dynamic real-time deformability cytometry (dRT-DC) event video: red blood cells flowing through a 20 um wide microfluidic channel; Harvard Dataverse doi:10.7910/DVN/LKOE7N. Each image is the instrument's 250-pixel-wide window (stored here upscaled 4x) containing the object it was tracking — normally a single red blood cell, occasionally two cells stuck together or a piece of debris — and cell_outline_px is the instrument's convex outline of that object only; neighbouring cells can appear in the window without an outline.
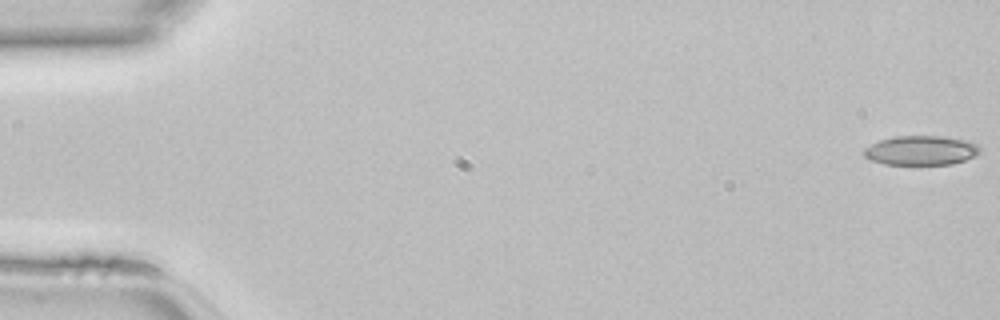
{"species": "common noctule bat (a hibernating species)", "species_latin": "Nyctalus noctula", "temperature_condition": "room temperature", "stored_images_in_passage": 47, "camera_frame_rate_fps": 3000, "um_per_image_px": 0.085, "animal": {"sex": "female", "body_mass_g": 22.7, "forearm_length_mm": 54.2}, "frame": {"image": 1, "passage_image": 1, "time_ms": 0.0, "image_size_px": [1000, 320], "cell_outline_px": [[980, 152], [976, 156], [952, 164], [884, 164], [872, 160], [864, 156], [864, 148], [880, 140], [896, 136], [944, 136], [968, 140], [976, 144], [980, 148]], "centroid_in_image_um": [78.32, 12.78], "position_along_channel_um": 6.7, "area_um2": 19.83}}
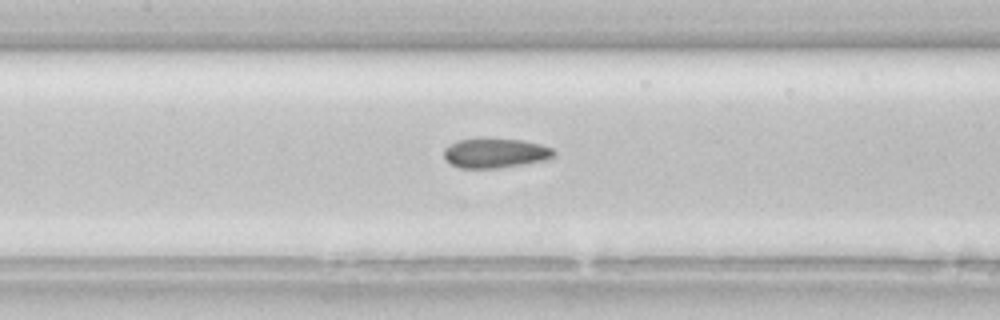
{"frame": {"image": 2, "passage_image": 22, "time_ms": 7.0, "image_size_px": [1000, 320], "cell_outline_px": [[556, 152], [548, 160], [524, 164], [496, 168], [460, 168], [444, 160], [444, 148], [448, 144], [456, 140], [476, 136], [484, 136], [520, 140], [540, 144], [552, 148]], "centroid_in_image_um": [42.04, 12.97], "position_along_channel_um": 165.4, "area_um2": 19.71}}
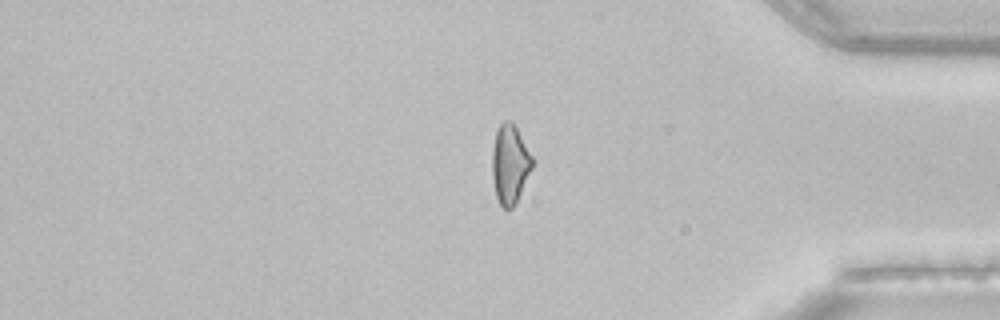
{"frame": {"image": 3, "passage_image": 39, "time_ms": 12.667, "image_size_px": [1000, 320], "cell_outline_px": [[532, 168], [512, 208], [504, 208], [500, 204], [496, 196], [492, 180], [492, 152], [496, 132], [500, 124], [504, 120], [512, 120], [532, 156]], "centroid_in_image_um": [43.32, 13.92], "position_along_channel_um": 391.9, "area_um2": 18.15}}